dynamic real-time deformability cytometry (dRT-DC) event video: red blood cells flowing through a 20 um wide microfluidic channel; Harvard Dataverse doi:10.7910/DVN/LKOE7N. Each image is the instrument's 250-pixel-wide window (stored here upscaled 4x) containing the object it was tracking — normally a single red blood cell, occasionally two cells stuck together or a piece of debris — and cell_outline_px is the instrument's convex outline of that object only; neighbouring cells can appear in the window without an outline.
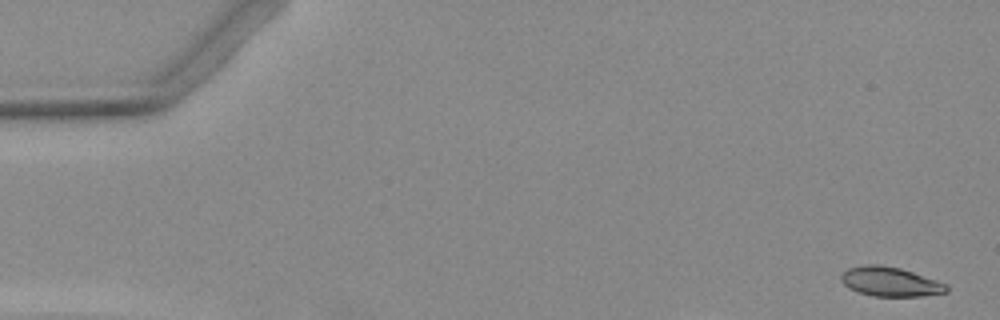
{"species": "Egyptian fruit bat (a non-hibernating species)", "species_latin": "Rousettus aegyptiacus", "temperature_condition": "warm", "stored_images_in_passage": 14, "camera_frame_rate_fps": 3000, "um_per_image_px": 0.085, "animal": {"sex": "female"}, "frame": {"image": 1, "passage_image": 1, "time_ms": 0.0, "image_size_px": [1000, 320], "cell_outline_px": [[948, 292], [920, 296], [872, 296], [848, 288], [840, 280], [840, 276], [848, 268], [864, 264], [880, 264], [900, 268], [948, 284]], "centroid_in_image_um": [75.66, 23.94], "position_along_channel_um": 9.3, "area_um2": 18.03}}
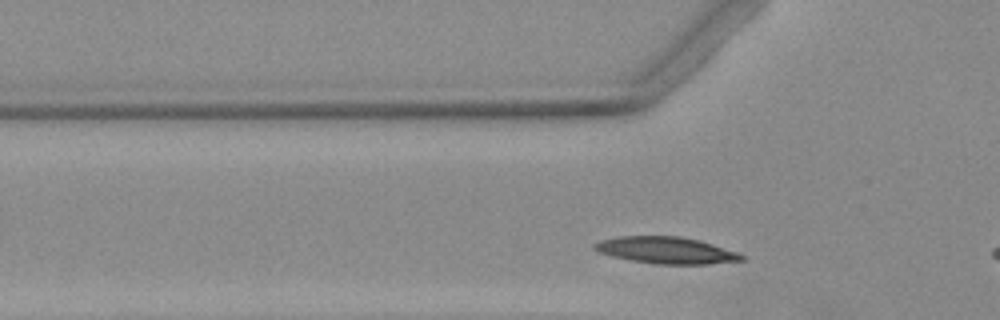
{"frame": {"image": 2, "passage_image": 11, "time_ms": 3.333, "image_size_px": [1000, 320], "cell_outline_px": [[744, 260], [708, 264], [656, 264], [632, 260], [612, 256], [600, 252], [592, 248], [592, 244], [600, 240], [620, 236], [680, 236], [712, 244], [736, 252], [744, 256]], "centroid_in_image_um": [56.58, 21.27], "position_along_channel_um": 69.2, "area_um2": 22.66}}